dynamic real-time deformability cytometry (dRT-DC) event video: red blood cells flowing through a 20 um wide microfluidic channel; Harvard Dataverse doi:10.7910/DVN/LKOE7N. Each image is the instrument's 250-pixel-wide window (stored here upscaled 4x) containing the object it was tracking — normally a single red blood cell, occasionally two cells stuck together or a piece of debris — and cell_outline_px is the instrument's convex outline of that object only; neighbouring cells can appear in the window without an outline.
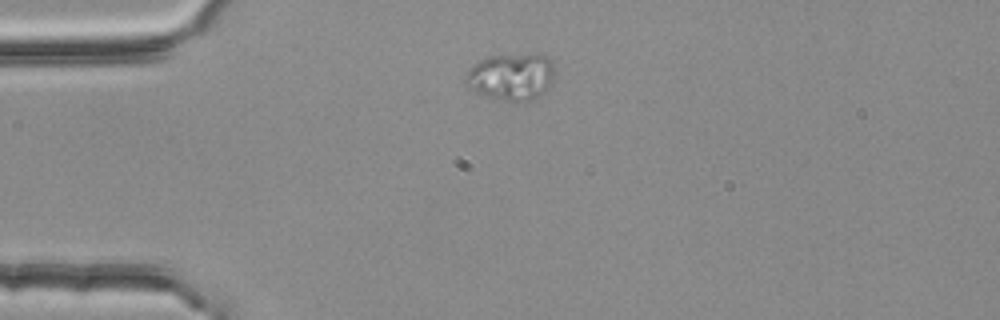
{"species": "common noctule bat (a hibernating species)", "species_latin": "Nyctalus noctula", "temperature_condition": "room temperature", "stored_images_in_passage": 2, "camera_frame_rate_fps": 3000, "um_per_image_px": 0.085, "animal": {"sex": "female", "body_mass_g": 25.1}, "frame": {"image": 1, "passage_image": 1, "time_ms": 0.0, "image_size_px": [1000, 320], "cell_outline_px": [[556, 72], [552, 84], [540, 96], [528, 100], [504, 100], [484, 96], [468, 88], [464, 84], [464, 76], [480, 60], [488, 56], [528, 52], [540, 52], [548, 56], [552, 60]], "centroid_in_image_um": [43.52, 6.47], "position_along_channel_um": 41.5, "area_um2": 25.14}}